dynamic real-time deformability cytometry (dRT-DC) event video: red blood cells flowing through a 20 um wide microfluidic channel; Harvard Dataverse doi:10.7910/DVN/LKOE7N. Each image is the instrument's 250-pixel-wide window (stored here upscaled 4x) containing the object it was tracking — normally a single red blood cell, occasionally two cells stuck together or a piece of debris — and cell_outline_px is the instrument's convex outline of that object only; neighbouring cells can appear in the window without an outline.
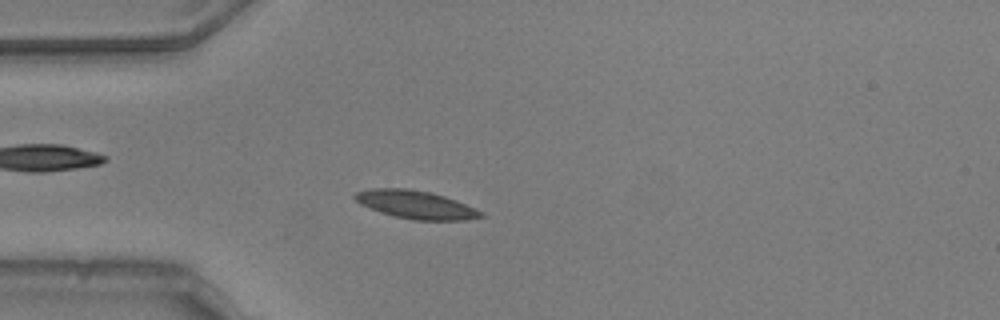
{"species": "common noctule bat (a hibernating species)", "species_latin": "Nyctalus noctula", "temperature_condition": "warm", "stored_images_in_passage": 50, "camera_frame_rate_fps": 3000, "um_per_image_px": 0.085, "animal": {"sex": "male", "body_mass_g": 20.5, "forearm_length_mm": 52.5}, "frame": {"image": 1, "passage_image": 10, "time_ms": 3.0, "image_size_px": [1000, 320], "cell_outline_px": [[484, 216], [468, 220], [412, 220], [380, 212], [360, 204], [352, 196], [356, 192], [372, 188], [408, 188], [432, 192], [456, 200], [484, 212]], "centroid_in_image_um": [35.35, 17.39], "position_along_channel_um": 49.6, "area_um2": 20.69}}
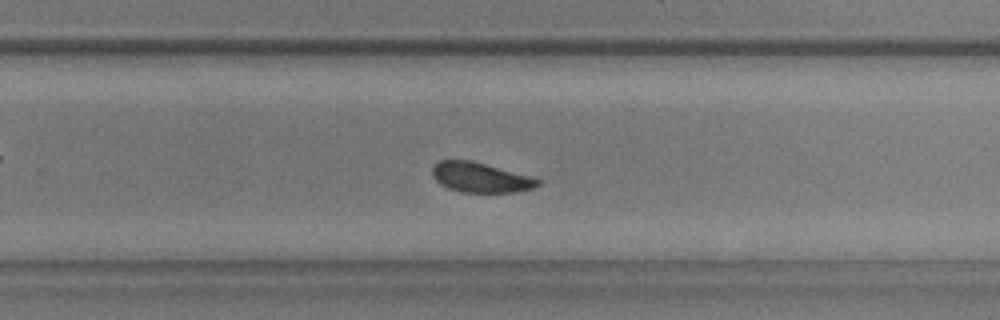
{"frame": {"image": 2, "passage_image": 30, "time_ms": 9.667, "image_size_px": [1000, 320], "cell_outline_px": [[540, 184], [536, 188], [516, 192], [460, 192], [448, 188], [440, 184], [432, 176], [432, 168], [440, 160], [472, 160], [532, 176], [540, 180]], "centroid_in_image_um": [40.87, 15.08], "position_along_channel_um": 288.9, "area_um2": 18.55}}
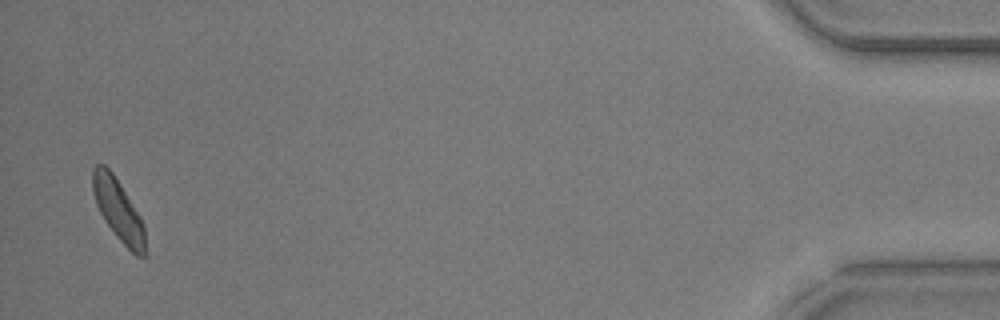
{"frame": {"image": 3, "passage_image": 48, "time_ms": 15.667, "image_size_px": [1000, 320], "cell_outline_px": [[144, 256], [136, 256], [116, 236], [104, 220], [96, 204], [92, 192], [92, 168], [96, 164], [104, 164], [112, 172], [120, 184], [140, 216], [144, 224]], "centroid_in_image_um": [10.01, 17.8], "position_along_channel_um": 425.2, "area_um2": 18.55}, "authors_computed_cell_mechanics": {"area_um2": 19.0162, "velocity_mm_per_s": 3.7428, "shape_relaxation_time_tau1_ms": 5.1543, "shape_relaxation_time_tau2_ms": 4.3103, "deformation_change_tau1": 0.1073, "deformation_change_tau2": 0.0881}}